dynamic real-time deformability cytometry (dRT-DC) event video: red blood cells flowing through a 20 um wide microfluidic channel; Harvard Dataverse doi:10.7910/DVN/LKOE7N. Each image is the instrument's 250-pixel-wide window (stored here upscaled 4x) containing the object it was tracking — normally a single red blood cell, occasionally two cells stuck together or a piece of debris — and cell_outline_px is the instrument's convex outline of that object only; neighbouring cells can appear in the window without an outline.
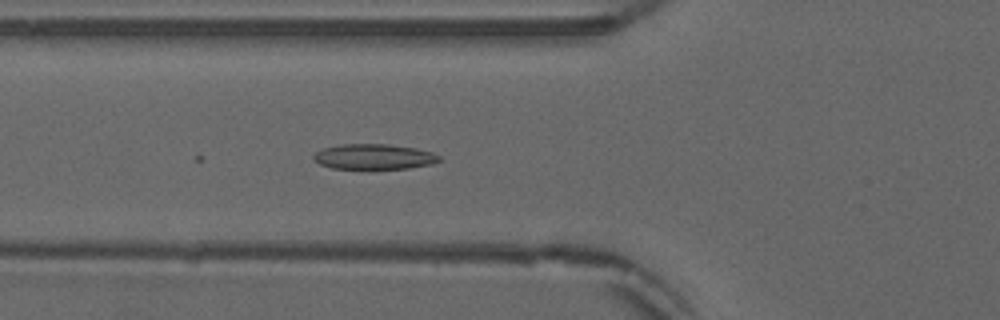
{"species": "common noctule bat (a hibernating species)", "species_latin": "Nyctalus noctula", "temperature_condition": "warm", "stored_images_in_passage": 20, "camera_frame_rate_fps": 3000, "um_per_image_px": 0.085, "animal": {"sex": "male", "forearm_length_mm": 52.5}, "frame": {"image": 1, "passage_image": 20, "time_ms": 6.333, "image_size_px": [1000, 320], "cell_outline_px": [[440, 160], [432, 164], [408, 168], [332, 168], [320, 164], [312, 160], [312, 156], [316, 152], [324, 148], [340, 144], [388, 144], [416, 148], [432, 152], [440, 156]], "centroid_in_image_um": [31.77, 13.31], "position_along_channel_um": 94.0, "area_um2": 18.44}}